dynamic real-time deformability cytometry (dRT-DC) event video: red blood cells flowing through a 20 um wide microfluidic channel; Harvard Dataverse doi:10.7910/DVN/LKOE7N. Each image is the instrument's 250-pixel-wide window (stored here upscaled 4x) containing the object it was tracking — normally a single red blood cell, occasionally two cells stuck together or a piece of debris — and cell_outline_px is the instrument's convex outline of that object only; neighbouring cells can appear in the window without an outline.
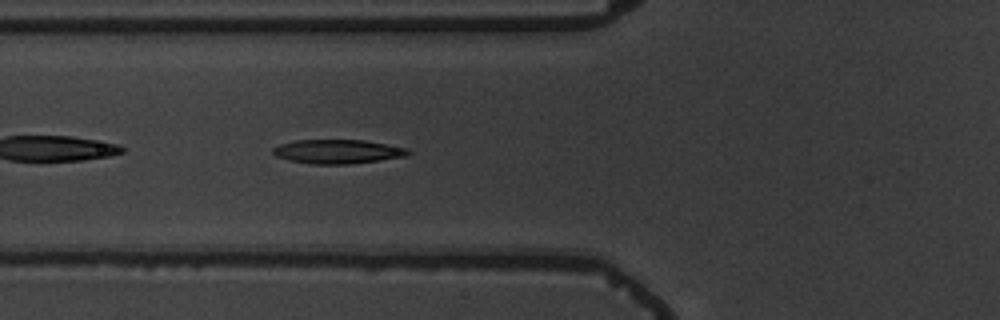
{"species": "common noctule bat (a hibernating species)", "species_latin": "Nyctalus noctula", "temperature_condition": "warm", "stored_images_in_passage": 6, "camera_frame_rate_fps": 3000, "um_per_image_px": 0.085, "animal": {"sex": "male", "body_mass_g": 19.5, "forearm_length_mm": 54.6}, "frame": {"image": 1, "passage_image": 6, "time_ms": 6.667, "image_size_px": [1000, 320], "cell_outline_px": [[412, 152], [408, 156], [380, 160], [348, 164], [308, 164], [288, 160], [276, 156], [272, 152], [272, 148], [280, 144], [296, 140], [364, 140], [408, 148]], "centroid_in_image_um": [28.71, 12.88], "position_along_channel_um": 97.1, "area_um2": 19.07}}